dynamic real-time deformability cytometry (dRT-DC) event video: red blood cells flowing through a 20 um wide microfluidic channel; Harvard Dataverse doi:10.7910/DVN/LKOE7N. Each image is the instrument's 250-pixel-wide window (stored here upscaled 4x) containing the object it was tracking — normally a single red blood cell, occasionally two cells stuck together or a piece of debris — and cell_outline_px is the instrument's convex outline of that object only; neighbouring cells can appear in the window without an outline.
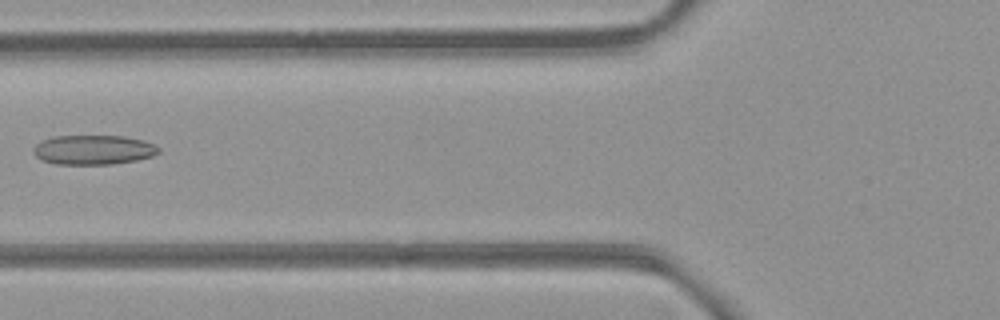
{"species": "common noctule bat (a hibernating species)", "species_latin": "Nyctalus noctula", "temperature_condition": "room temperature", "stored_images_in_passage": 3, "camera_frame_rate_fps": 3000, "um_per_image_px": 0.085, "animal": {"sex": "female", "body_mass_g": 21.9}, "frame": {"image": 1, "passage_image": 2, "time_ms": 0.333, "image_size_px": [1000, 320], "cell_outline_px": [[160, 152], [152, 156], [136, 160], [112, 164], [56, 164], [44, 160], [36, 156], [32, 152], [32, 148], [36, 144], [52, 136], [124, 136], [144, 140], [160, 148]], "centroid_in_image_um": [7.94, 12.73], "position_along_channel_um": 117.9, "area_um2": 21.5}}
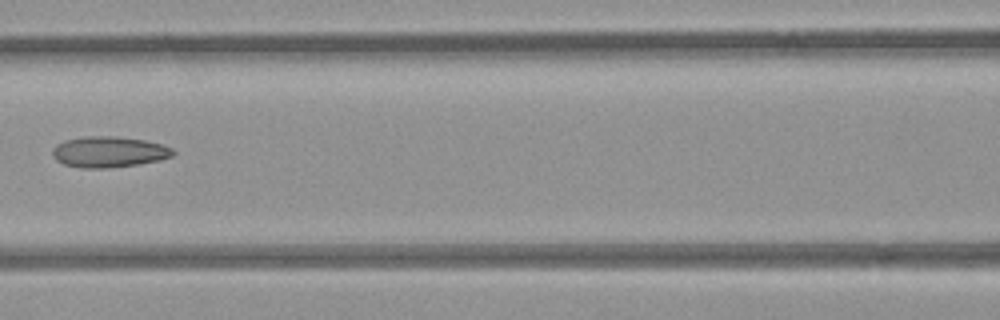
{"frame": {"image": 2, "passage_image": 3, "time_ms": 0.667, "image_size_px": [1000, 320], "cell_outline_px": [[176, 152], [172, 156], [160, 160], [140, 164], [108, 168], [80, 168], [64, 164], [56, 160], [52, 156], [52, 148], [56, 144], [64, 140], [84, 136], [116, 136], [144, 140], [164, 144], [172, 148]], "centroid_in_image_um": [9.25, 12.91], "position_along_channel_um": 157.3, "area_um2": 22.02}}